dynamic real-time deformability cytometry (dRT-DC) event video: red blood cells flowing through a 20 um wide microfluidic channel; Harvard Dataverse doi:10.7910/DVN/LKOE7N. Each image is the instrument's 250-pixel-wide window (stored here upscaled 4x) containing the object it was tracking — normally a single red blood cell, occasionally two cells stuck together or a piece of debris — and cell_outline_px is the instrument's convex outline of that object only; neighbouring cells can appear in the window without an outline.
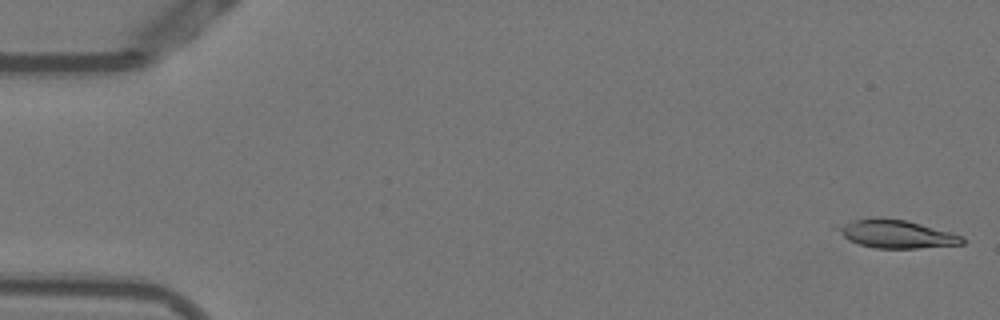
{"species": "Egyptian fruit bat (a non-hibernating species)", "species_latin": "Rousettus aegyptiacus", "temperature_condition": "warm", "stored_images_in_passage": 6, "camera_frame_rate_fps": 3000, "um_per_image_px": 0.085, "animal": {"sex": "female"}, "frame": {"image": 1, "passage_image": 1, "time_ms": 0.0, "image_size_px": [1000, 320], "cell_outline_px": [[964, 244], [916, 248], [876, 248], [860, 244], [848, 240], [832, 228], [828, 224], [876, 216], [880, 216], [908, 220], [952, 232], [964, 236]], "centroid_in_image_um": [76.08, 19.84], "position_along_channel_um": 8.9, "area_um2": 21.21}}